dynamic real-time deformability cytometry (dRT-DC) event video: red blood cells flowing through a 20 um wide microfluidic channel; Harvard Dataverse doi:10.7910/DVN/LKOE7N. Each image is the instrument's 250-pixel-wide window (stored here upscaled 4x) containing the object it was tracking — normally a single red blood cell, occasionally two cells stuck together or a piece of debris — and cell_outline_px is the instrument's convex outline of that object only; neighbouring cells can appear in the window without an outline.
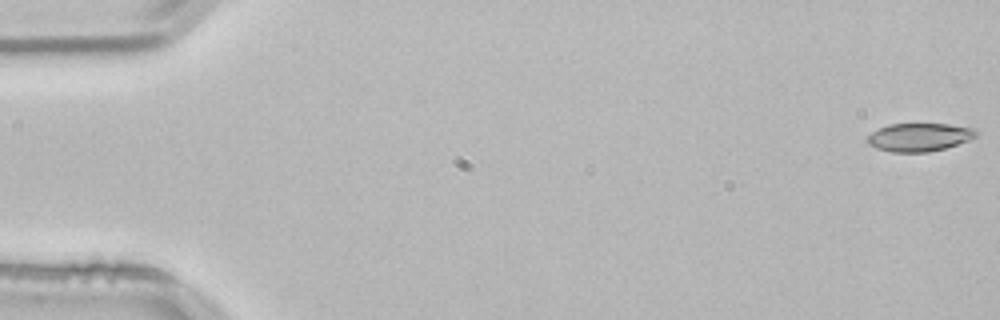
{"species": "common noctule bat (a hibernating species)", "species_latin": "Nyctalus noctula", "temperature_condition": "room temperature", "stored_images_in_passage": 54, "camera_frame_rate_fps": 3000, "um_per_image_px": 0.085, "animal": {"sex": "male", "body_mass_g": 21.5, "forearm_length_mm": 52.0}, "frame": {"image": 1, "passage_image": 1, "time_ms": 0.0, "image_size_px": [1000, 320], "cell_outline_px": [[976, 136], [968, 140], [944, 148], [928, 152], [892, 152], [876, 148], [868, 144], [864, 140], [872, 132], [888, 124], [948, 124], [972, 128], [976, 132]], "centroid_in_image_um": [78.07, 11.66], "position_along_channel_um": 6.9, "area_um2": 17.69}}
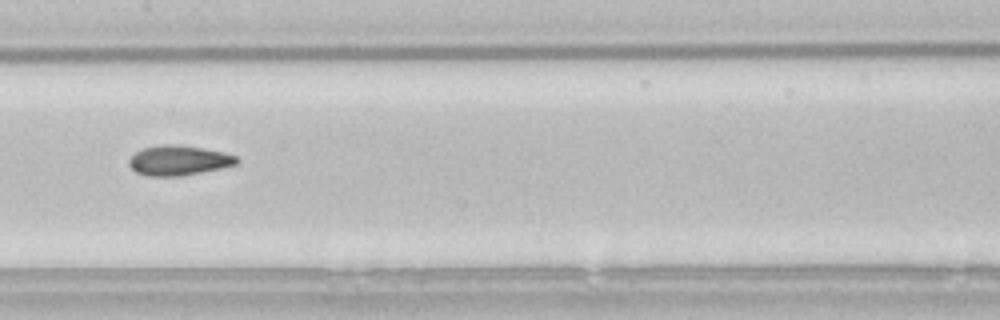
{"frame": {"image": 2, "passage_image": 27, "time_ms": 8.667, "image_size_px": [1000, 320], "cell_outline_px": [[240, 160], [236, 164], [220, 168], [180, 176], [148, 176], [136, 172], [128, 164], [128, 160], [136, 152], [144, 148], [164, 144], [172, 144], [204, 148], [224, 152], [236, 156]], "centroid_in_image_um": [15.19, 13.63], "position_along_channel_um": 192.2, "area_um2": 18.61}}
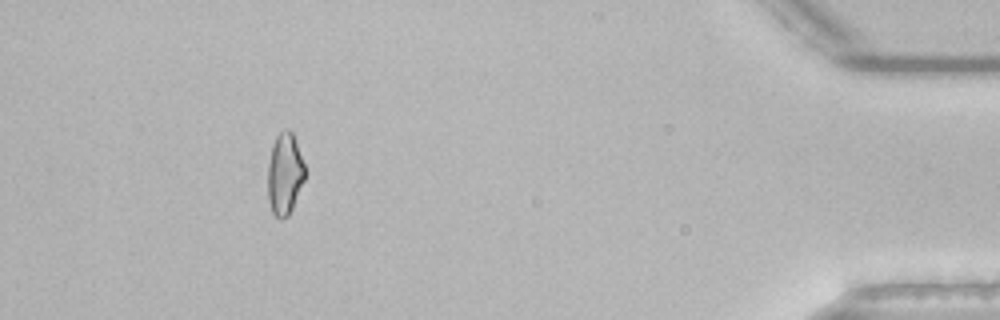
{"frame": {"image": 3, "passage_image": 49, "time_ms": 16.0, "image_size_px": [1000, 320], "cell_outline_px": [[304, 180], [292, 208], [288, 216], [280, 220], [272, 212], [268, 200], [268, 164], [272, 144], [276, 136], [280, 132], [288, 128], [292, 132], [304, 164]], "centroid_in_image_um": [24.18, 14.79], "position_along_channel_um": 411.0, "area_um2": 17.51}, "authors_computed_cell_mechanics": {"area_um2": 18.2359, "velocity_mm_per_s": 3.8312, "shape_relaxation_time_tau1_ms": null, "shape_relaxation_time_tau2_ms": 3.6902, "deformation_change_tau1": null, "deformation_change_tau2": 0.0884}}